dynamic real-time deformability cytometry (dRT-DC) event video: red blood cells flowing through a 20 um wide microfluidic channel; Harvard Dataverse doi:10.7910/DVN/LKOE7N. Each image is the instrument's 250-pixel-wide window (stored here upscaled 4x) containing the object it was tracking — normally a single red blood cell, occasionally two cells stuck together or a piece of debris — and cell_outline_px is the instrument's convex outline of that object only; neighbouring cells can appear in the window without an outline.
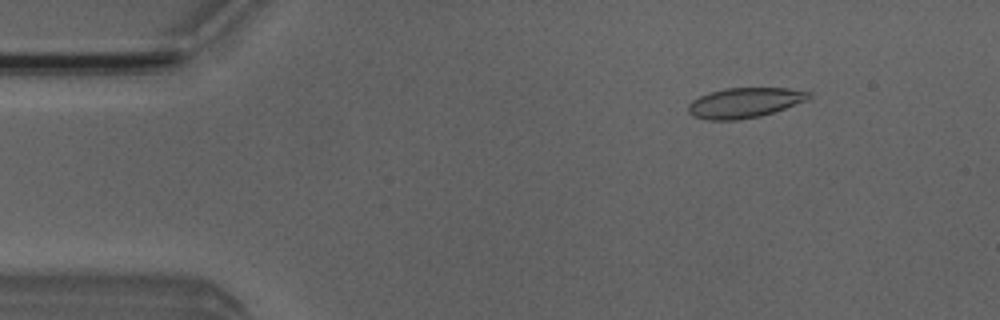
{"species": "Egyptian fruit bat (a non-hibernating species)", "species_latin": "Rousettus aegyptiacus", "temperature_condition": "room temperature", "stored_images_in_passage": 52, "camera_frame_rate_fps": 3000, "um_per_image_px": 0.085, "animal": {"sex": "male"}, "frame": {"image": 1, "passage_image": 7, "time_ms": 2.0, "image_size_px": [1000, 320], "cell_outline_px": [[812, 96], [808, 100], [760, 116], [736, 120], [708, 120], [692, 116], [688, 112], [688, 104], [692, 100], [700, 96], [724, 88], [788, 88], [812, 92]], "centroid_in_image_um": [63.29, 8.73], "position_along_channel_um": 21.7, "area_um2": 21.1}}
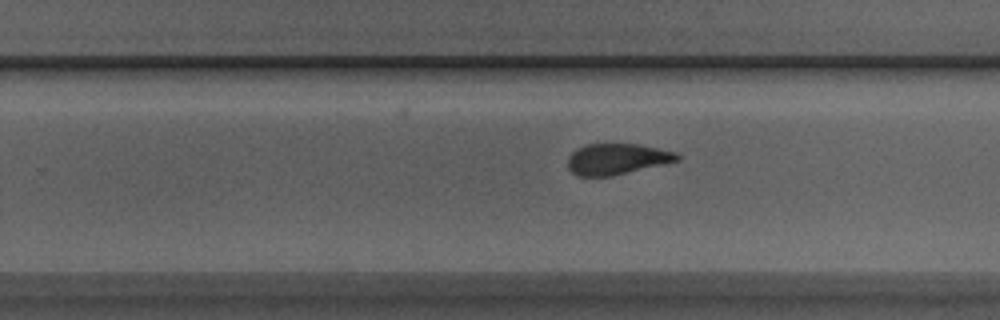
{"frame": {"image": 2, "passage_image": 32, "time_ms": 10.333, "image_size_px": [1000, 320], "cell_outline_px": [[680, 160], [664, 164], [612, 176], [576, 176], [568, 168], [568, 156], [576, 148], [584, 144], [640, 144], [676, 152], [680, 156]], "centroid_in_image_um": [52.42, 13.51], "position_along_channel_um": 277.4, "area_um2": 19.88}}
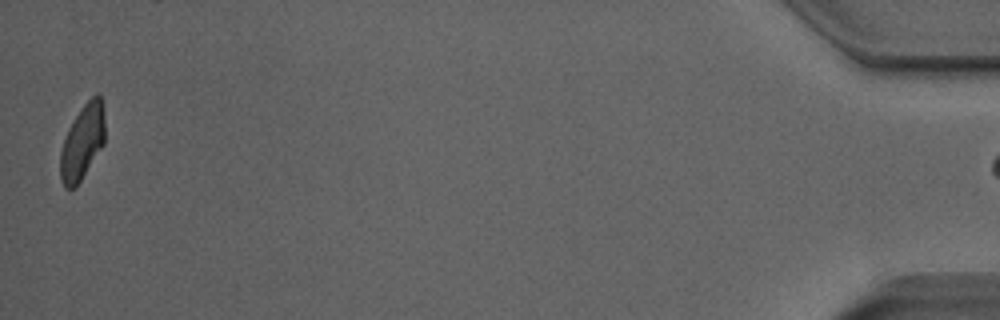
{"frame": {"image": 3, "passage_image": 51, "time_ms": 16.667, "image_size_px": [1000, 320], "cell_outline_px": [[104, 144], [80, 180], [72, 188], [64, 188], [60, 180], [60, 152], [68, 128], [84, 104], [96, 92], [100, 92], [104, 104]], "centroid_in_image_um": [7.02, 12.03], "position_along_channel_um": 428.2, "area_um2": 19.42}, "authors_computed_cell_mechanics": {"area_um2": 20.8658, "velocity_mm_per_s": 3.9701, "shape_relaxation_time_tau1_ms": 3.6972, "shape_relaxation_time_tau2_ms": 1.5018, "deformation_change_tau1": 0.1614, "deformation_change_tau2": 0.0893}}